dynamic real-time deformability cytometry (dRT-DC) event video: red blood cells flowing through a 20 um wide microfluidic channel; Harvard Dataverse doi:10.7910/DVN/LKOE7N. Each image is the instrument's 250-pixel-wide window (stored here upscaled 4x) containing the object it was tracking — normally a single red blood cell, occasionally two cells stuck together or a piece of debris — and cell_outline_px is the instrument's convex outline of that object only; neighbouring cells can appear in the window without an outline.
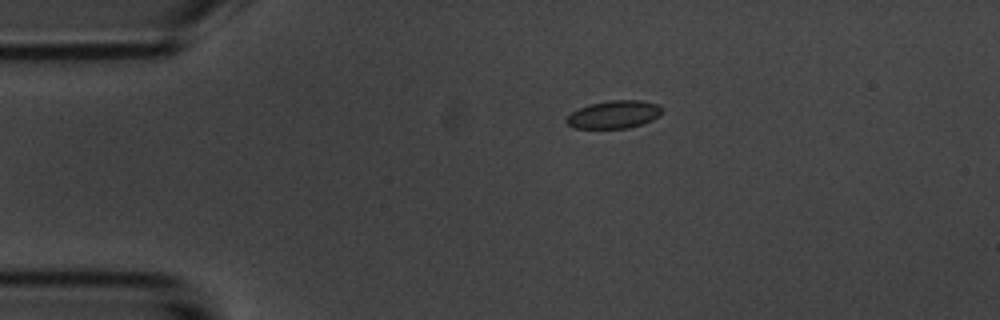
{"species": "common noctule bat (a hibernating species)", "species_latin": "Nyctalus noctula", "temperature_condition": "room temperature", "stored_images_in_passage": 4, "camera_frame_rate_fps": 3000, "um_per_image_px": 0.085, "animal": {"sex": "male", "body_mass_g": 20.1, "forearm_length_mm": 53.5}, "frame": {"image": 1, "passage_image": 4, "time_ms": 3.333, "image_size_px": [1000, 320], "cell_outline_px": [[664, 112], [660, 116], [652, 120], [628, 128], [576, 128], [568, 124], [564, 120], [572, 112], [588, 104], [608, 100], [640, 100], [660, 104], [664, 108]], "centroid_in_image_um": [52.24, 9.71], "position_along_channel_um": 32.8, "area_um2": 15.66}}